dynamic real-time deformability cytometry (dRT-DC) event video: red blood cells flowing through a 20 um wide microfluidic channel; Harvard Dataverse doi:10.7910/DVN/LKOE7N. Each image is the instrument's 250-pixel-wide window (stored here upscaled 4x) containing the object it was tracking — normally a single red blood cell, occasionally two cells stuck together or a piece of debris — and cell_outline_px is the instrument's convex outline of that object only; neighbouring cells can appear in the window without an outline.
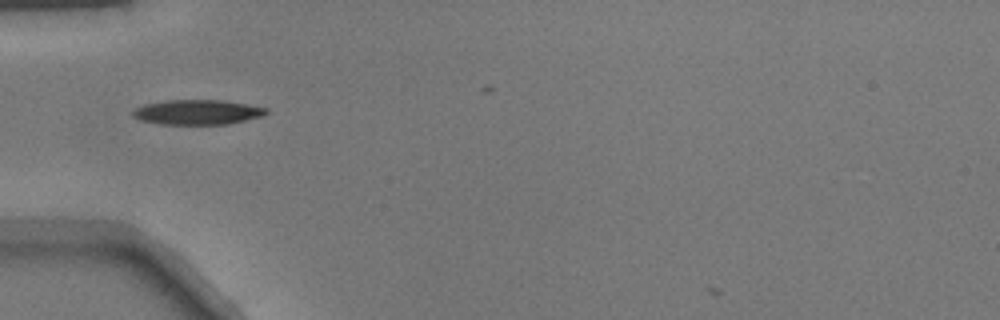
{"species": "common noctule bat (a hibernating species)", "species_latin": "Nyctalus noctula", "temperature_condition": "warm", "stored_images_in_passage": 6, "camera_frame_rate_fps": 3000, "um_per_image_px": 0.085, "animal": {"sex": "male", "body_mass_g": 17.9}, "frame": {"image": 1, "passage_image": 1, "time_ms": 0.0, "image_size_px": [1000, 320], "cell_outline_px": [[268, 112], [264, 116], [228, 124], [164, 124], [140, 120], [132, 116], [132, 112], [136, 108], [144, 104], [164, 100], [224, 100], [268, 108]], "centroid_in_image_um": [16.8, 9.53], "position_along_channel_um": 68.2, "area_um2": 19.36}}
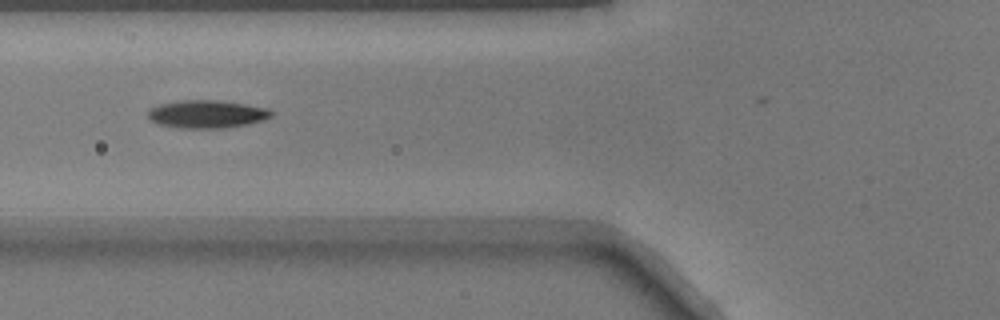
{"frame": {"image": 2, "passage_image": 4, "time_ms": 1.0, "image_size_px": [1000, 320], "cell_outline_px": [[276, 112], [272, 116], [248, 124], [220, 128], [180, 128], [160, 124], [152, 120], [148, 116], [148, 112], [152, 108], [160, 104], [180, 100], [216, 100], [244, 104], [268, 108]], "centroid_in_image_um": [17.61, 9.69], "position_along_channel_um": 108.2, "area_um2": 19.83}}